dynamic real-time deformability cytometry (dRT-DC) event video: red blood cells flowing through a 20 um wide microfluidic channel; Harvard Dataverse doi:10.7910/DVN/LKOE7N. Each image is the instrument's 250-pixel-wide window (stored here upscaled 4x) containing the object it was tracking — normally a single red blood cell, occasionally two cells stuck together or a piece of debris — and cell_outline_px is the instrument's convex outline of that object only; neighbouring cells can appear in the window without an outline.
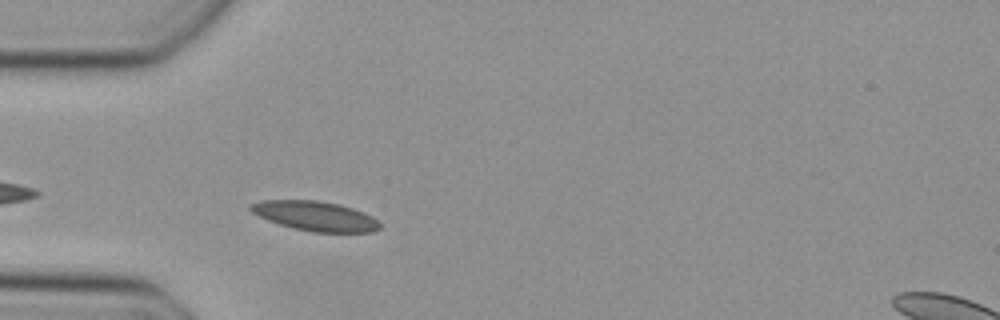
{"species": "Egyptian fruit bat (a non-hibernating species)", "species_latin": "Rousettus aegyptiacus", "temperature_condition": "cold", "stored_images_in_passage": 33, "camera_frame_rate_fps": 3000, "um_per_image_px": 0.085, "animal": {"sex": "female"}, "frame": {"image": 1, "passage_image": 3, "time_ms": 0.667, "image_size_px": [1000, 320], "cell_outline_px": [[380, 228], [372, 232], [312, 232], [292, 228], [268, 220], [252, 212], [248, 208], [252, 204], [260, 200], [316, 200], [340, 204], [352, 208], [372, 216], [380, 224]], "centroid_in_image_um": [26.79, 18.36], "position_along_channel_um": 58.2, "area_um2": 22.2}}
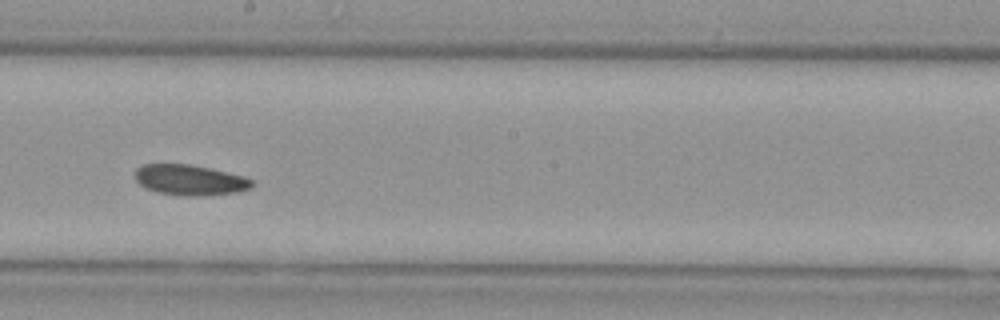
{"frame": {"image": 2, "passage_image": 16, "time_ms": 5.0, "image_size_px": [1000, 320], "cell_outline_px": [[256, 184], [252, 188], [236, 192], [200, 196], [184, 196], [156, 192], [144, 188], [136, 180], [136, 168], [144, 164], [188, 164], [208, 168], [244, 176], [252, 180]], "centroid_in_image_um": [16.15, 15.31], "position_along_channel_um": 232.1, "area_um2": 20.81}}
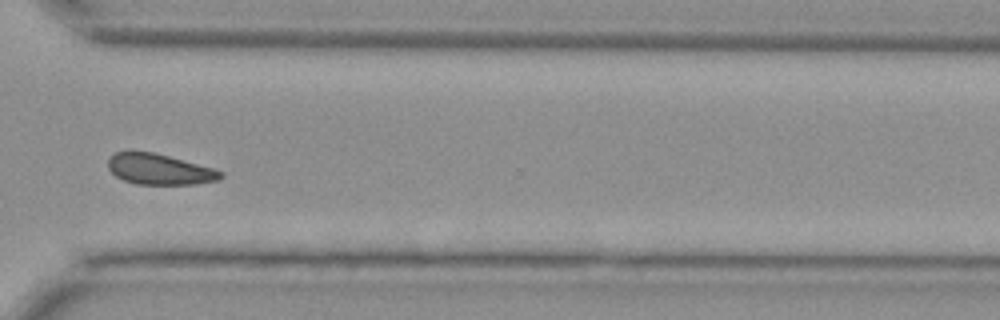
{"frame": {"image": 3, "passage_image": 25, "time_ms": 8.0, "image_size_px": [1000, 320], "cell_outline_px": [[224, 176], [220, 180], [192, 184], [136, 184], [124, 180], [116, 176], [108, 168], [108, 160], [116, 152], [132, 148], [152, 152], [168, 156], [212, 168], [224, 172]], "centroid_in_image_um": [13.51, 14.36], "position_along_channel_um": 357.1, "area_um2": 20.35}}